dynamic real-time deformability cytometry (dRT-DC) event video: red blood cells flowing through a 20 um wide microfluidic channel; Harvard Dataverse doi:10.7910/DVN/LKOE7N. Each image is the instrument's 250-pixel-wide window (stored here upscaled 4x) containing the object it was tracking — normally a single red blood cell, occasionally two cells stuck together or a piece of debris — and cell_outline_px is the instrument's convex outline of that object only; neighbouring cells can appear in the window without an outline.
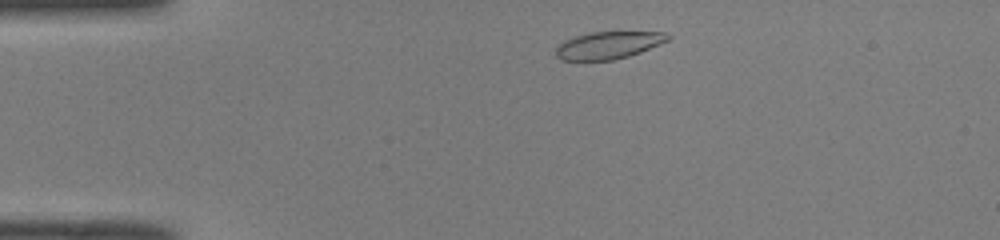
{"species": "common noctule bat (a hibernating species)", "species_latin": "Nyctalus noctula", "temperature_condition": "room temperature", "stored_images_in_passage": 43, "camera_frame_rate_fps": 3000, "um_per_image_px": 0.085, "animal": {"sex": "male", "body_mass_g": 19.0, "forearm_length_mm": 50.8}, "frame": {"image": 1, "passage_image": 3, "time_ms": 0.667, "image_size_px": [1000, 240], "cell_outline_px": [[672, 36], [668, 40], [660, 44], [640, 52], [628, 56], [612, 60], [560, 60], [556, 56], [556, 48], [564, 40], [576, 36], [592, 32], [664, 32]], "centroid_in_image_um": [51.71, 3.84], "position_along_channel_um": 33.3, "area_um2": 17.69}}
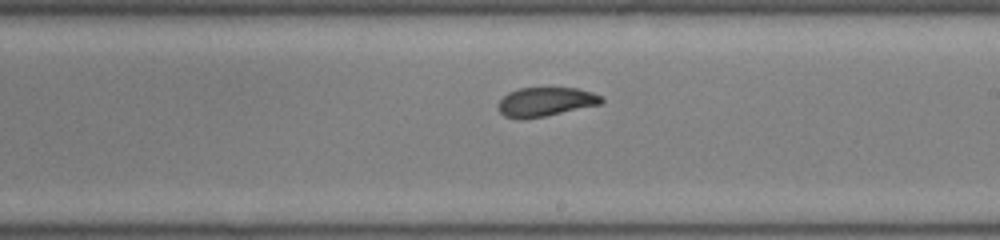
{"frame": {"image": 2, "passage_image": 22, "time_ms": 7.0, "image_size_px": [1000, 240], "cell_outline_px": [[604, 100], [600, 104], [544, 116], [520, 120], [504, 116], [500, 112], [500, 100], [508, 92], [520, 88], [576, 88], [592, 92], [600, 96]], "centroid_in_image_um": [46.36, 8.66], "position_along_channel_um": 242.6, "area_um2": 17.22}}
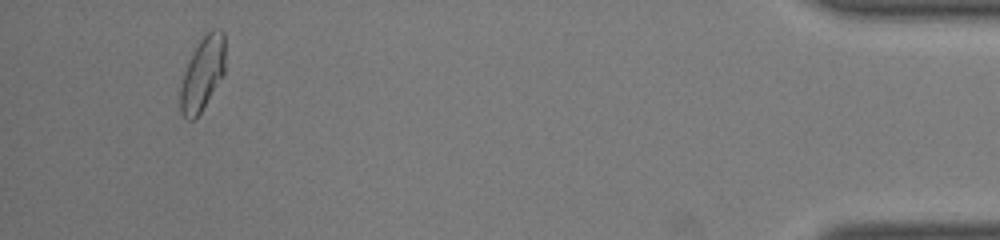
{"frame": {"image": 3, "passage_image": 40, "time_ms": 13.0, "image_size_px": [1000, 240], "cell_outline_px": [[224, 72], [200, 112], [192, 120], [188, 120], [180, 112], [180, 88], [184, 72], [200, 40], [212, 28], [220, 28], [224, 32]], "centroid_in_image_um": [17.21, 6.24], "position_along_channel_um": 418.0, "area_um2": 18.61}, "authors_computed_cell_mechanics": {"area_um2": 18.6694, "velocity_mm_per_s": 4.0669, "shape_relaxation_time_tau1_ms": 3.3346, "shape_relaxation_time_tau2_ms": 0.9795, "deformation_change_tau1": 0.1348, "deformation_change_tau2": 0.0592}}